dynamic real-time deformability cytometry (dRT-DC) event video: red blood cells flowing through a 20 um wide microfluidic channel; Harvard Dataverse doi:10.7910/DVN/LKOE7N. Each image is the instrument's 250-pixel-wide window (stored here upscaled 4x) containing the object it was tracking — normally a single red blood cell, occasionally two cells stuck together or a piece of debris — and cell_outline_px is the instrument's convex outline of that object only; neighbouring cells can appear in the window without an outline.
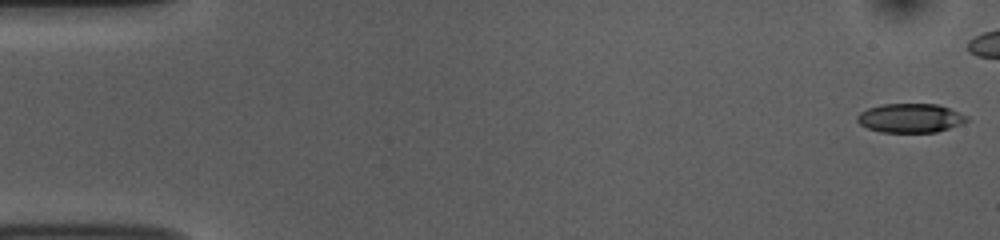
{"species": "common noctule bat (a hibernating species)", "species_latin": "Nyctalus noctula", "temperature_condition": "room temperature", "stored_images_in_passage": 43, "camera_frame_rate_fps": 3000, "um_per_image_px": 0.085, "animal": {"sex": "female", "body_mass_g": 10.0, "forearm_length_mm": 53.1}, "frame": {"image": 1, "passage_image": 1, "time_ms": 0.0, "image_size_px": [1000, 240], "cell_outline_px": [[968, 120], [960, 124], [936, 132], [880, 132], [868, 128], [860, 124], [856, 120], [856, 116], [860, 112], [868, 108], [880, 104], [936, 104], [948, 108], [968, 116]], "centroid_in_image_um": [77.34, 10.03], "position_along_channel_um": 7.7, "area_um2": 18.44}}
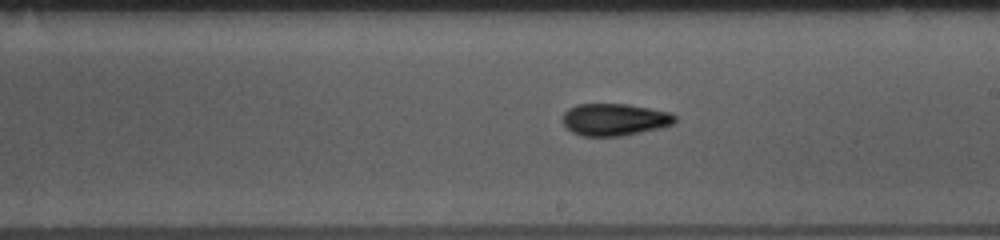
{"frame": {"image": 2, "passage_image": 30, "time_ms": 9.667, "image_size_px": [1000, 240], "cell_outline_px": [[676, 120], [672, 124], [660, 128], [620, 136], [580, 136], [572, 132], [564, 124], [564, 112], [568, 108], [576, 104], [628, 104], [672, 112], [676, 116]], "centroid_in_image_um": [52.25, 10.15], "position_along_channel_um": 236.7, "area_um2": 21.04}}
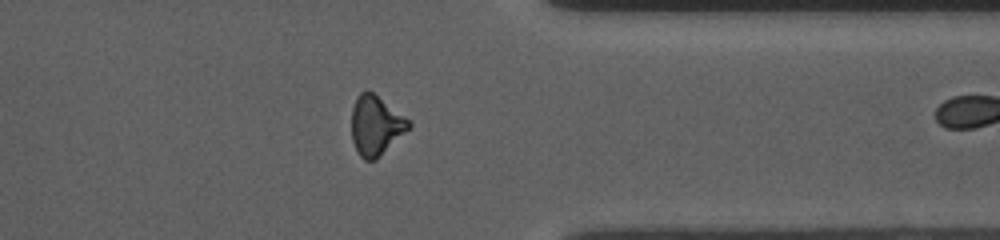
{"frame": {"image": 3, "passage_image": 42, "time_ms": 13.667, "image_size_px": [1000, 240], "cell_outline_px": [[412, 124], [376, 160], [364, 160], [360, 156], [352, 140], [352, 108], [356, 96], [364, 88], [368, 88], [412, 120]], "centroid_in_image_um": [31.94, 10.6], "position_along_channel_um": 379.5, "area_um2": 20.06}}